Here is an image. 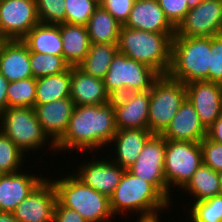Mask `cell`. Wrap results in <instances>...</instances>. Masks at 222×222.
Returning <instances> with one entry per match:
<instances>
[{"instance_id":"cell-1","label":"cell","mask_w":222,"mask_h":222,"mask_svg":"<svg viewBox=\"0 0 222 222\" xmlns=\"http://www.w3.org/2000/svg\"><path fill=\"white\" fill-rule=\"evenodd\" d=\"M116 132L115 112L111 101L101 105L75 106L67 131L55 144V151H99L97 149L109 145Z\"/></svg>"},{"instance_id":"cell-2","label":"cell","mask_w":222,"mask_h":222,"mask_svg":"<svg viewBox=\"0 0 222 222\" xmlns=\"http://www.w3.org/2000/svg\"><path fill=\"white\" fill-rule=\"evenodd\" d=\"M175 34L136 30L122 25L118 52L142 62L160 75L169 73L171 66L172 39Z\"/></svg>"},{"instance_id":"cell-3","label":"cell","mask_w":222,"mask_h":222,"mask_svg":"<svg viewBox=\"0 0 222 222\" xmlns=\"http://www.w3.org/2000/svg\"><path fill=\"white\" fill-rule=\"evenodd\" d=\"M110 209L114 216L128 209L140 213L138 218L160 216L169 208L170 202L149 182L133 175L126 169L120 183L109 197ZM160 211V212H159Z\"/></svg>"},{"instance_id":"cell-4","label":"cell","mask_w":222,"mask_h":222,"mask_svg":"<svg viewBox=\"0 0 222 222\" xmlns=\"http://www.w3.org/2000/svg\"><path fill=\"white\" fill-rule=\"evenodd\" d=\"M211 67V37H182L172 39L171 66L168 75L184 84L208 81Z\"/></svg>"},{"instance_id":"cell-5","label":"cell","mask_w":222,"mask_h":222,"mask_svg":"<svg viewBox=\"0 0 222 222\" xmlns=\"http://www.w3.org/2000/svg\"><path fill=\"white\" fill-rule=\"evenodd\" d=\"M56 179L51 182L62 206L77 211L88 222H107L114 218L108 196L85 185L74 175Z\"/></svg>"},{"instance_id":"cell-6","label":"cell","mask_w":222,"mask_h":222,"mask_svg":"<svg viewBox=\"0 0 222 222\" xmlns=\"http://www.w3.org/2000/svg\"><path fill=\"white\" fill-rule=\"evenodd\" d=\"M159 76L152 67L117 52L103 82L112 98L132 91H149Z\"/></svg>"},{"instance_id":"cell-7","label":"cell","mask_w":222,"mask_h":222,"mask_svg":"<svg viewBox=\"0 0 222 222\" xmlns=\"http://www.w3.org/2000/svg\"><path fill=\"white\" fill-rule=\"evenodd\" d=\"M0 128L24 154L44 148L46 143L55 151V144L44 133L33 107H10L1 111Z\"/></svg>"},{"instance_id":"cell-8","label":"cell","mask_w":222,"mask_h":222,"mask_svg":"<svg viewBox=\"0 0 222 222\" xmlns=\"http://www.w3.org/2000/svg\"><path fill=\"white\" fill-rule=\"evenodd\" d=\"M187 99L185 84L160 75L150 89L149 130L161 134Z\"/></svg>"},{"instance_id":"cell-9","label":"cell","mask_w":222,"mask_h":222,"mask_svg":"<svg viewBox=\"0 0 222 222\" xmlns=\"http://www.w3.org/2000/svg\"><path fill=\"white\" fill-rule=\"evenodd\" d=\"M202 163L200 142L166 140L164 175L169 193L174 185L182 189Z\"/></svg>"},{"instance_id":"cell-10","label":"cell","mask_w":222,"mask_h":222,"mask_svg":"<svg viewBox=\"0 0 222 222\" xmlns=\"http://www.w3.org/2000/svg\"><path fill=\"white\" fill-rule=\"evenodd\" d=\"M166 139L153 134L144 145L135 163L128 170L135 176L151 183L169 202L170 195L164 175Z\"/></svg>"},{"instance_id":"cell-11","label":"cell","mask_w":222,"mask_h":222,"mask_svg":"<svg viewBox=\"0 0 222 222\" xmlns=\"http://www.w3.org/2000/svg\"><path fill=\"white\" fill-rule=\"evenodd\" d=\"M175 34L182 37H213L222 34V0H202L189 9Z\"/></svg>"},{"instance_id":"cell-12","label":"cell","mask_w":222,"mask_h":222,"mask_svg":"<svg viewBox=\"0 0 222 222\" xmlns=\"http://www.w3.org/2000/svg\"><path fill=\"white\" fill-rule=\"evenodd\" d=\"M39 23L35 0H0V30L7 40H21Z\"/></svg>"},{"instance_id":"cell-13","label":"cell","mask_w":222,"mask_h":222,"mask_svg":"<svg viewBox=\"0 0 222 222\" xmlns=\"http://www.w3.org/2000/svg\"><path fill=\"white\" fill-rule=\"evenodd\" d=\"M117 130L149 129V91H132L112 97Z\"/></svg>"},{"instance_id":"cell-14","label":"cell","mask_w":222,"mask_h":222,"mask_svg":"<svg viewBox=\"0 0 222 222\" xmlns=\"http://www.w3.org/2000/svg\"><path fill=\"white\" fill-rule=\"evenodd\" d=\"M47 178L12 212L19 222H53L57 194L53 183Z\"/></svg>"},{"instance_id":"cell-15","label":"cell","mask_w":222,"mask_h":222,"mask_svg":"<svg viewBox=\"0 0 222 222\" xmlns=\"http://www.w3.org/2000/svg\"><path fill=\"white\" fill-rule=\"evenodd\" d=\"M187 99L207 129L222 115V84L212 81H193L185 84Z\"/></svg>"},{"instance_id":"cell-16","label":"cell","mask_w":222,"mask_h":222,"mask_svg":"<svg viewBox=\"0 0 222 222\" xmlns=\"http://www.w3.org/2000/svg\"><path fill=\"white\" fill-rule=\"evenodd\" d=\"M106 158H99L79 164L78 171L74 174L82 183L96 191L110 197L120 183L126 169ZM101 160V161H100ZM78 172V173H77Z\"/></svg>"},{"instance_id":"cell-17","label":"cell","mask_w":222,"mask_h":222,"mask_svg":"<svg viewBox=\"0 0 222 222\" xmlns=\"http://www.w3.org/2000/svg\"><path fill=\"white\" fill-rule=\"evenodd\" d=\"M75 104L71 98H63L34 107L38 121L47 137L56 144L67 131Z\"/></svg>"},{"instance_id":"cell-18","label":"cell","mask_w":222,"mask_h":222,"mask_svg":"<svg viewBox=\"0 0 222 222\" xmlns=\"http://www.w3.org/2000/svg\"><path fill=\"white\" fill-rule=\"evenodd\" d=\"M123 26L154 33H176V28L167 19L157 0H136Z\"/></svg>"},{"instance_id":"cell-19","label":"cell","mask_w":222,"mask_h":222,"mask_svg":"<svg viewBox=\"0 0 222 222\" xmlns=\"http://www.w3.org/2000/svg\"><path fill=\"white\" fill-rule=\"evenodd\" d=\"M45 176L26 174L23 171L1 174L0 176V212H13L43 180Z\"/></svg>"},{"instance_id":"cell-20","label":"cell","mask_w":222,"mask_h":222,"mask_svg":"<svg viewBox=\"0 0 222 222\" xmlns=\"http://www.w3.org/2000/svg\"><path fill=\"white\" fill-rule=\"evenodd\" d=\"M160 135L166 140L201 142L206 137V128L194 106L186 99Z\"/></svg>"},{"instance_id":"cell-21","label":"cell","mask_w":222,"mask_h":222,"mask_svg":"<svg viewBox=\"0 0 222 222\" xmlns=\"http://www.w3.org/2000/svg\"><path fill=\"white\" fill-rule=\"evenodd\" d=\"M0 73L9 82L33 77L30 51L22 40H7L0 46Z\"/></svg>"},{"instance_id":"cell-22","label":"cell","mask_w":222,"mask_h":222,"mask_svg":"<svg viewBox=\"0 0 222 222\" xmlns=\"http://www.w3.org/2000/svg\"><path fill=\"white\" fill-rule=\"evenodd\" d=\"M70 98L75 106L101 105L111 101L102 79L84 73L71 66Z\"/></svg>"},{"instance_id":"cell-23","label":"cell","mask_w":222,"mask_h":222,"mask_svg":"<svg viewBox=\"0 0 222 222\" xmlns=\"http://www.w3.org/2000/svg\"><path fill=\"white\" fill-rule=\"evenodd\" d=\"M153 135L149 129H121L109 144L114 145V159H111L117 165L128 169L133 165L142 151L147 140Z\"/></svg>"},{"instance_id":"cell-24","label":"cell","mask_w":222,"mask_h":222,"mask_svg":"<svg viewBox=\"0 0 222 222\" xmlns=\"http://www.w3.org/2000/svg\"><path fill=\"white\" fill-rule=\"evenodd\" d=\"M62 56L70 66H77L89 52L91 42L87 27L69 23L60 24Z\"/></svg>"},{"instance_id":"cell-25","label":"cell","mask_w":222,"mask_h":222,"mask_svg":"<svg viewBox=\"0 0 222 222\" xmlns=\"http://www.w3.org/2000/svg\"><path fill=\"white\" fill-rule=\"evenodd\" d=\"M30 52L62 56L60 24L35 25L22 39Z\"/></svg>"},{"instance_id":"cell-26","label":"cell","mask_w":222,"mask_h":222,"mask_svg":"<svg viewBox=\"0 0 222 222\" xmlns=\"http://www.w3.org/2000/svg\"><path fill=\"white\" fill-rule=\"evenodd\" d=\"M86 27L91 44L118 43L122 24L99 5Z\"/></svg>"},{"instance_id":"cell-27","label":"cell","mask_w":222,"mask_h":222,"mask_svg":"<svg viewBox=\"0 0 222 222\" xmlns=\"http://www.w3.org/2000/svg\"><path fill=\"white\" fill-rule=\"evenodd\" d=\"M71 66L62 73L37 78L35 106L70 98Z\"/></svg>"},{"instance_id":"cell-28","label":"cell","mask_w":222,"mask_h":222,"mask_svg":"<svg viewBox=\"0 0 222 222\" xmlns=\"http://www.w3.org/2000/svg\"><path fill=\"white\" fill-rule=\"evenodd\" d=\"M118 52V43L91 44L86 57L77 65L84 73L102 79Z\"/></svg>"},{"instance_id":"cell-29","label":"cell","mask_w":222,"mask_h":222,"mask_svg":"<svg viewBox=\"0 0 222 222\" xmlns=\"http://www.w3.org/2000/svg\"><path fill=\"white\" fill-rule=\"evenodd\" d=\"M181 190H183L182 192H187L193 196L195 198L191 199L193 202L203 201L215 195H219V172H216L202 163Z\"/></svg>"},{"instance_id":"cell-30","label":"cell","mask_w":222,"mask_h":222,"mask_svg":"<svg viewBox=\"0 0 222 222\" xmlns=\"http://www.w3.org/2000/svg\"><path fill=\"white\" fill-rule=\"evenodd\" d=\"M37 79L30 77L15 82H9L7 87V102L10 107H35Z\"/></svg>"},{"instance_id":"cell-31","label":"cell","mask_w":222,"mask_h":222,"mask_svg":"<svg viewBox=\"0 0 222 222\" xmlns=\"http://www.w3.org/2000/svg\"><path fill=\"white\" fill-rule=\"evenodd\" d=\"M30 67L33 77L40 78L66 71L70 65L63 56L30 52Z\"/></svg>"},{"instance_id":"cell-32","label":"cell","mask_w":222,"mask_h":222,"mask_svg":"<svg viewBox=\"0 0 222 222\" xmlns=\"http://www.w3.org/2000/svg\"><path fill=\"white\" fill-rule=\"evenodd\" d=\"M25 154L4 133L0 131V173H15L21 171ZM24 160V161H23Z\"/></svg>"},{"instance_id":"cell-33","label":"cell","mask_w":222,"mask_h":222,"mask_svg":"<svg viewBox=\"0 0 222 222\" xmlns=\"http://www.w3.org/2000/svg\"><path fill=\"white\" fill-rule=\"evenodd\" d=\"M189 212L191 222H222V195L194 202Z\"/></svg>"},{"instance_id":"cell-34","label":"cell","mask_w":222,"mask_h":222,"mask_svg":"<svg viewBox=\"0 0 222 222\" xmlns=\"http://www.w3.org/2000/svg\"><path fill=\"white\" fill-rule=\"evenodd\" d=\"M99 5L97 0H65V23L86 26Z\"/></svg>"},{"instance_id":"cell-35","label":"cell","mask_w":222,"mask_h":222,"mask_svg":"<svg viewBox=\"0 0 222 222\" xmlns=\"http://www.w3.org/2000/svg\"><path fill=\"white\" fill-rule=\"evenodd\" d=\"M40 23H65V0H35Z\"/></svg>"},{"instance_id":"cell-36","label":"cell","mask_w":222,"mask_h":222,"mask_svg":"<svg viewBox=\"0 0 222 222\" xmlns=\"http://www.w3.org/2000/svg\"><path fill=\"white\" fill-rule=\"evenodd\" d=\"M203 164L216 172H222V144L206 137L200 142Z\"/></svg>"},{"instance_id":"cell-37","label":"cell","mask_w":222,"mask_h":222,"mask_svg":"<svg viewBox=\"0 0 222 222\" xmlns=\"http://www.w3.org/2000/svg\"><path fill=\"white\" fill-rule=\"evenodd\" d=\"M170 23L177 28L189 11L187 0H157Z\"/></svg>"},{"instance_id":"cell-38","label":"cell","mask_w":222,"mask_h":222,"mask_svg":"<svg viewBox=\"0 0 222 222\" xmlns=\"http://www.w3.org/2000/svg\"><path fill=\"white\" fill-rule=\"evenodd\" d=\"M208 81L222 84V34L211 37V67Z\"/></svg>"},{"instance_id":"cell-39","label":"cell","mask_w":222,"mask_h":222,"mask_svg":"<svg viewBox=\"0 0 222 222\" xmlns=\"http://www.w3.org/2000/svg\"><path fill=\"white\" fill-rule=\"evenodd\" d=\"M136 0H101L100 6L110 13L120 24L128 20Z\"/></svg>"},{"instance_id":"cell-40","label":"cell","mask_w":222,"mask_h":222,"mask_svg":"<svg viewBox=\"0 0 222 222\" xmlns=\"http://www.w3.org/2000/svg\"><path fill=\"white\" fill-rule=\"evenodd\" d=\"M53 222H88L77 211L62 206L56 201Z\"/></svg>"},{"instance_id":"cell-41","label":"cell","mask_w":222,"mask_h":222,"mask_svg":"<svg viewBox=\"0 0 222 222\" xmlns=\"http://www.w3.org/2000/svg\"><path fill=\"white\" fill-rule=\"evenodd\" d=\"M206 138L222 144V115L206 129Z\"/></svg>"},{"instance_id":"cell-42","label":"cell","mask_w":222,"mask_h":222,"mask_svg":"<svg viewBox=\"0 0 222 222\" xmlns=\"http://www.w3.org/2000/svg\"><path fill=\"white\" fill-rule=\"evenodd\" d=\"M9 81L0 73V112L8 108L7 87Z\"/></svg>"},{"instance_id":"cell-43","label":"cell","mask_w":222,"mask_h":222,"mask_svg":"<svg viewBox=\"0 0 222 222\" xmlns=\"http://www.w3.org/2000/svg\"><path fill=\"white\" fill-rule=\"evenodd\" d=\"M0 222H19L11 212H0Z\"/></svg>"},{"instance_id":"cell-44","label":"cell","mask_w":222,"mask_h":222,"mask_svg":"<svg viewBox=\"0 0 222 222\" xmlns=\"http://www.w3.org/2000/svg\"><path fill=\"white\" fill-rule=\"evenodd\" d=\"M160 218L159 216H156V217H151V218H137L138 221L136 220V222H161L159 221Z\"/></svg>"},{"instance_id":"cell-45","label":"cell","mask_w":222,"mask_h":222,"mask_svg":"<svg viewBox=\"0 0 222 222\" xmlns=\"http://www.w3.org/2000/svg\"><path fill=\"white\" fill-rule=\"evenodd\" d=\"M202 0H187L189 9L197 6Z\"/></svg>"},{"instance_id":"cell-46","label":"cell","mask_w":222,"mask_h":222,"mask_svg":"<svg viewBox=\"0 0 222 222\" xmlns=\"http://www.w3.org/2000/svg\"><path fill=\"white\" fill-rule=\"evenodd\" d=\"M7 41L6 37L2 34L0 30V46Z\"/></svg>"},{"instance_id":"cell-47","label":"cell","mask_w":222,"mask_h":222,"mask_svg":"<svg viewBox=\"0 0 222 222\" xmlns=\"http://www.w3.org/2000/svg\"><path fill=\"white\" fill-rule=\"evenodd\" d=\"M219 180H220V194L222 195V172H219Z\"/></svg>"}]
</instances>
